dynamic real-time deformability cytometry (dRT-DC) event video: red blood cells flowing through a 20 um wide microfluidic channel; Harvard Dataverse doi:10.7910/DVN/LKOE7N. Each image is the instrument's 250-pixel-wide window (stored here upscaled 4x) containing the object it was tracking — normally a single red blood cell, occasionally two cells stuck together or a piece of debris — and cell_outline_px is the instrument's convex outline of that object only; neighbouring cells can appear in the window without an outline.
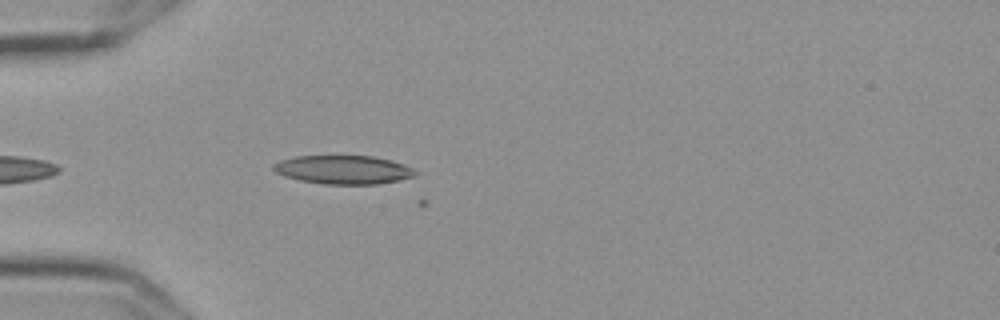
{"species": "Egyptian fruit bat (a non-hibernating species)", "species_latin": "Rousettus aegyptiacus", "temperature_condition": "cold", "stored_images_in_passage": 3, "camera_frame_rate_fps": 3000, "um_per_image_px": 0.085, "frame": {"image": 1, "passage_image": 2, "time_ms": 0.333, "image_size_px": [1000, 320], "cell_outline_px": [[416, 176], [376, 184], [324, 184], [300, 180], [284, 176], [276, 172], [272, 168], [272, 164], [280, 160], [296, 156], [372, 156], [392, 160], [404, 164], [412, 168], [416, 172]], "centroid_in_image_um": [29.16, 14.42], "position_along_channel_um": 55.8, "area_um2": 23.58}}